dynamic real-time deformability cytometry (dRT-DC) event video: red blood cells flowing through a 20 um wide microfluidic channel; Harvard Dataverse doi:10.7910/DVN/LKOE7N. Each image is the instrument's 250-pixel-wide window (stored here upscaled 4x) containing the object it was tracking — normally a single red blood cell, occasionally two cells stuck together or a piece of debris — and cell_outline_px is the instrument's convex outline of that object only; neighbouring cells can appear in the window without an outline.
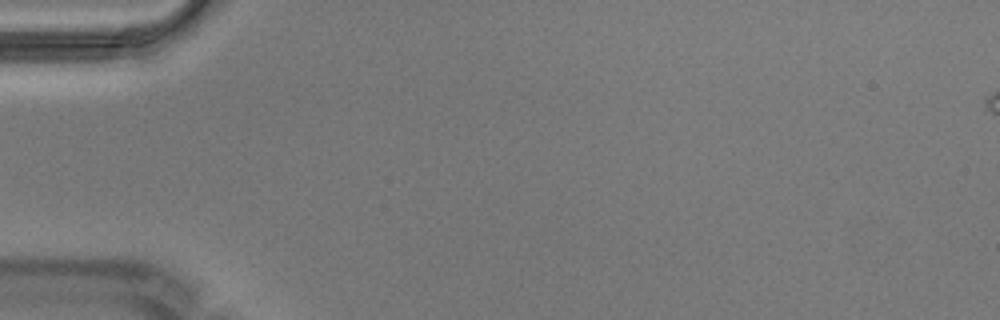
{"species": "Egyptian fruit bat (a non-hibernating species)", "species_latin": "Rousettus aegyptiacus", "temperature_condition": "warm", "stored_images_in_passage": 2, "camera_frame_rate_fps": 3000, "um_per_image_px": 0.085, "animal": {"sex": "male"}, "frame": {"image": 1, "passage_image": 1, "time_ms": 0.0, "image_size_px": [1000, 320], "cell_outline_px": [[252, 32], [204, 84], [168, 96], [164, 92], [172, 84], [200, 60], [248, 24], [252, 24]], "centroid_in_image_um": [17.79, 5.39], "position_along_channel_um": 67.2, "area_um2": 11.33}}